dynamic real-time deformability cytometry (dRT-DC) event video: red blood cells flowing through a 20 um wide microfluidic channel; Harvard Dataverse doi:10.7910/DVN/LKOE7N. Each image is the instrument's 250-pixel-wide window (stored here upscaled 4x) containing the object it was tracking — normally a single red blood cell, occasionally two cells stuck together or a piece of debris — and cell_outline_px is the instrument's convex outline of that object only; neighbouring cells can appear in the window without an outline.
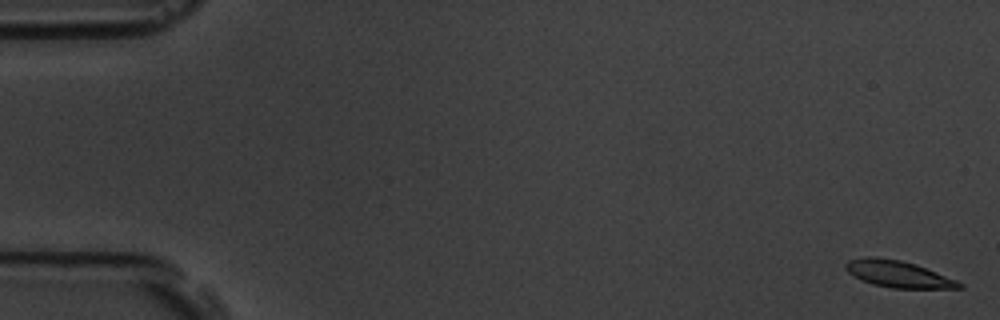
{"species": "common noctule bat (a hibernating species)", "species_latin": "Nyctalus noctula", "temperature_condition": "room temperature", "stored_images_in_passage": 10, "camera_frame_rate_fps": 3000, "um_per_image_px": 0.085, "animal": {"sex": "male", "body_mass_g": 19.5, "forearm_length_mm": 54.6}, "frame": {"image": 1, "passage_image": 1, "time_ms": 0.0, "image_size_px": [1000, 320], "cell_outline_px": [[964, 288], [892, 288], [872, 284], [848, 272], [844, 268], [844, 264], [848, 260], [864, 256], [876, 256], [900, 260], [916, 264], [956, 280], [964, 284]], "centroid_in_image_um": [76.32, 23.27], "position_along_channel_um": 8.7, "area_um2": 17.63}}
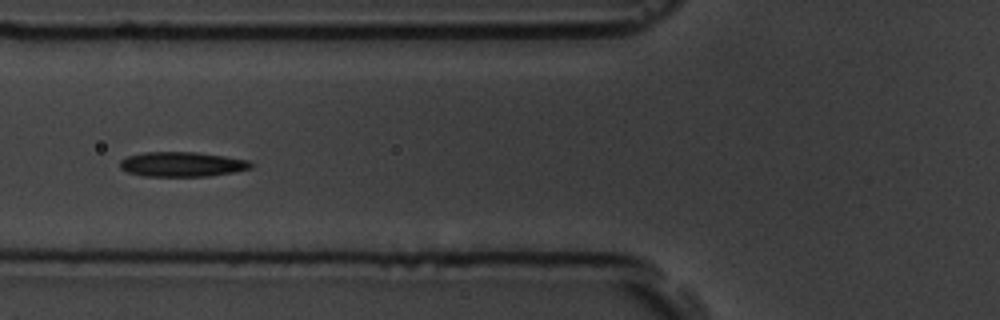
{"frame": {"image": 2, "passage_image": 7, "time_ms": 7.0, "image_size_px": [1000, 320], "cell_outline_px": [[256, 164], [252, 168], [232, 172], [208, 176], [144, 176], [128, 172], [120, 168], [120, 160], [128, 156], [144, 152], [196, 152], [224, 156], [248, 160]], "centroid_in_image_um": [15.49, 13.96], "position_along_channel_um": 110.3, "area_um2": 18.9}}
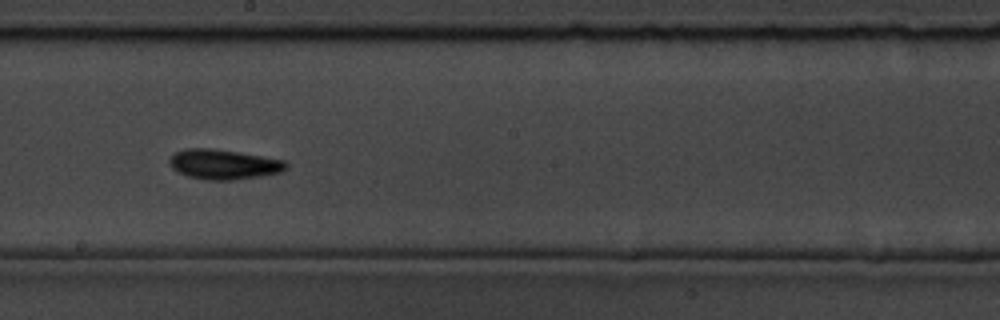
{"frame": {"image": 3, "passage_image": 10, "time_ms": 10.333, "image_size_px": [1000, 320], "cell_outline_px": [[288, 168], [280, 172], [260, 176], [232, 180], [204, 180], [188, 176], [172, 168], [168, 160], [176, 152], [184, 148], [208, 148], [264, 156], [284, 160], [288, 164]], "centroid_in_image_um": [19.02, 13.97], "position_along_channel_um": 229.2, "area_um2": 20.23}}